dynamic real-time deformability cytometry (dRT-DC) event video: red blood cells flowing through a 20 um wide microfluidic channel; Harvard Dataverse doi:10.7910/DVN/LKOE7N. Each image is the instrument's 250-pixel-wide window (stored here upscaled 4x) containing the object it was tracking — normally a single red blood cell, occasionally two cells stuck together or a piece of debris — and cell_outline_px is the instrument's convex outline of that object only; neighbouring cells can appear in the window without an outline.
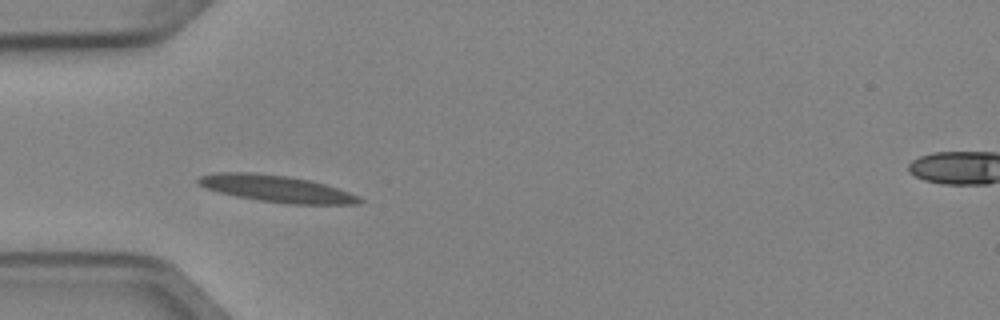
{"species": "Egyptian fruit bat (a non-hibernating species)", "species_latin": "Rousettus aegyptiacus", "temperature_condition": "cold", "stored_images_in_passage": 5, "camera_frame_rate_fps": 3000, "um_per_image_px": 0.085, "animal": {"sex": "female"}, "frame": {"image": 1, "passage_image": 4, "time_ms": 1.0, "image_size_px": [1000, 320], "cell_outline_px": [[364, 200], [360, 204], [288, 204], [260, 200], [236, 196], [220, 192], [208, 188], [200, 184], [196, 180], [200, 176], [216, 172], [248, 172], [288, 176], [312, 180], [360, 196]], "centroid_in_image_um": [23.54, 16.04], "position_along_channel_um": 61.5, "area_um2": 24.97}}
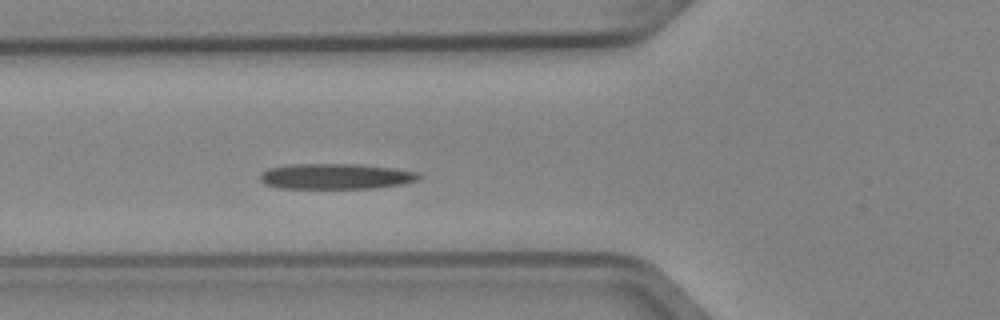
{"frame": {"image": 2, "passage_image": 5, "time_ms": 1.333, "image_size_px": [1000, 320], "cell_outline_px": [[420, 180], [404, 184], [372, 188], [276, 188], [264, 184], [260, 180], [260, 172], [268, 168], [288, 164], [356, 164], [392, 168], [416, 172], [420, 176]], "centroid_in_image_um": [28.49, 14.99], "position_along_channel_um": 97.3, "area_um2": 23.76}}